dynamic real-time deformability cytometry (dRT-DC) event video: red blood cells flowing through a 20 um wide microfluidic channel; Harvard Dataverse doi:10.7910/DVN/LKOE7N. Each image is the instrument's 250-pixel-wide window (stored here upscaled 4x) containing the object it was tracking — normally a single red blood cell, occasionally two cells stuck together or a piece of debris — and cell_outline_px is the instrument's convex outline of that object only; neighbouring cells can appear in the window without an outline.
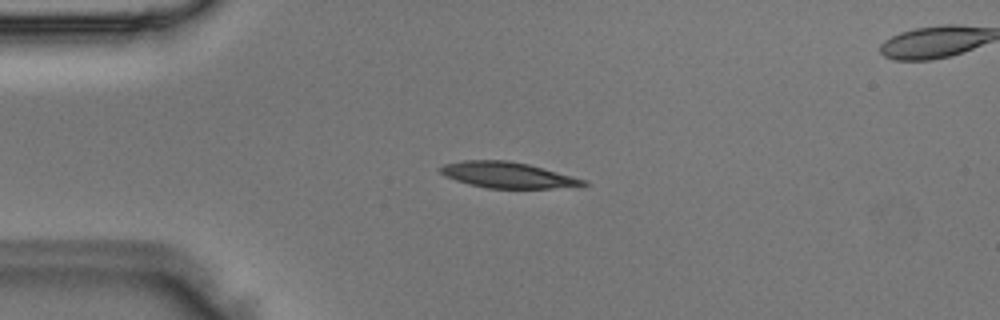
{"species": "Egyptian fruit bat (a non-hibernating species)", "species_latin": "Rousettus aegyptiacus", "temperature_condition": "room temperature", "stored_images_in_passage": 5, "camera_frame_rate_fps": 3000, "um_per_image_px": 0.085, "animal": {"sex": "male"}, "frame": {"image": 1, "passage_image": 3, "time_ms": 0.667, "image_size_px": [1000, 320], "cell_outline_px": [[592, 184], [584, 188], [488, 188], [468, 184], [444, 176], [436, 168], [444, 164], [464, 160], [508, 160], [528, 164], [588, 180]], "centroid_in_image_um": [43.25, 14.89], "position_along_channel_um": 41.8, "area_um2": 22.08}}
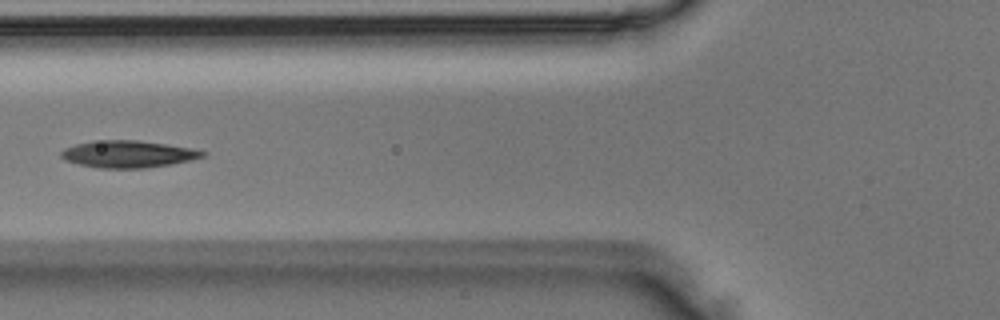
{"frame": {"image": 2, "passage_image": 5, "time_ms": 1.333, "image_size_px": [1000, 320], "cell_outline_px": [[208, 152], [204, 156], [188, 160], [168, 164], [144, 168], [96, 168], [76, 164], [64, 160], [60, 156], [60, 152], [64, 148], [76, 144], [92, 140], [140, 140], [192, 148]], "centroid_in_image_um": [10.81, 13.09], "position_along_channel_um": 115.0, "area_um2": 22.37}}